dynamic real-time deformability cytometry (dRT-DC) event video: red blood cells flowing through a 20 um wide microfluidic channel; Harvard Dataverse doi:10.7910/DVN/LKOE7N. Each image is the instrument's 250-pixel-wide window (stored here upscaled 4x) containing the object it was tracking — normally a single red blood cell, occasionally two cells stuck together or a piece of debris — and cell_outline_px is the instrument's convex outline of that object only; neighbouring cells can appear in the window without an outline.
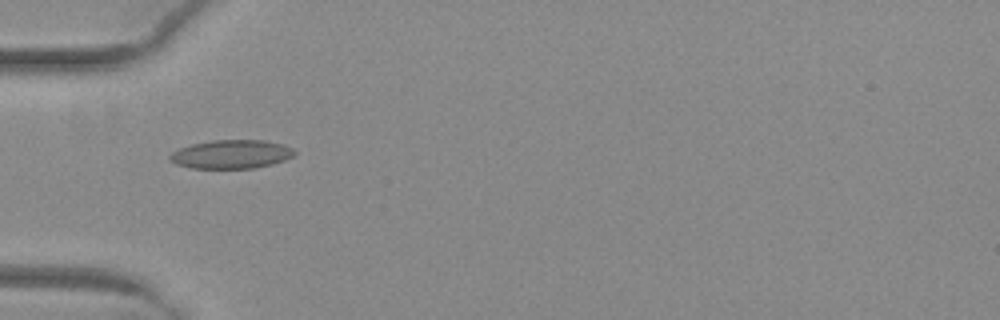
{"species": "common noctule bat (a hibernating species)", "species_latin": "Nyctalus noctula", "temperature_condition": "warm", "stored_images_in_passage": 35, "camera_frame_rate_fps": 3000, "um_per_image_px": 0.085, "animal": {"sex": "female", "body_mass_g": 29.2, "forearm_length_mm": 56.3}, "frame": {"image": 1, "passage_image": 1, "time_ms": 0.0, "image_size_px": [1000, 320], "cell_outline_px": [[296, 152], [292, 156], [284, 160], [272, 164], [256, 168], [192, 168], [176, 164], [168, 156], [172, 152], [180, 148], [192, 144], [212, 140], [264, 140], [284, 144], [292, 148]], "centroid_in_image_um": [19.68, 13.1], "position_along_channel_um": 65.3, "area_um2": 20.75}}
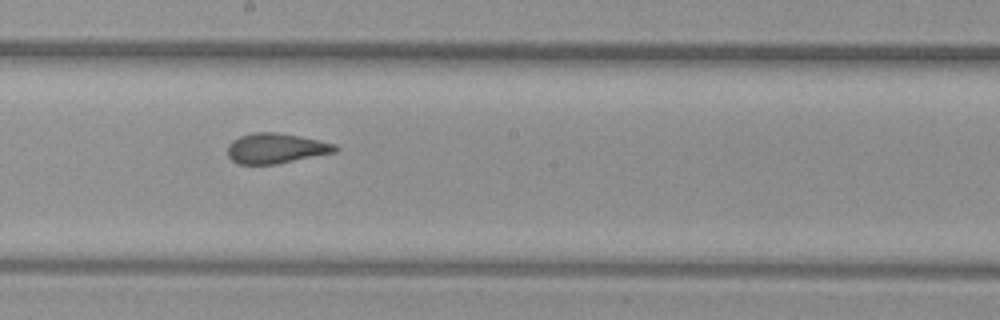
{"frame": {"image": 2, "passage_image": 13, "time_ms": 4.0, "image_size_px": [1000, 320], "cell_outline_px": [[340, 148], [336, 152], [276, 164], [236, 164], [228, 156], [228, 144], [232, 140], [240, 136], [252, 132], [276, 132], [300, 136], [320, 140], [336, 144]], "centroid_in_image_um": [23.46, 12.6], "position_along_channel_um": 224.7, "area_um2": 19.07}}
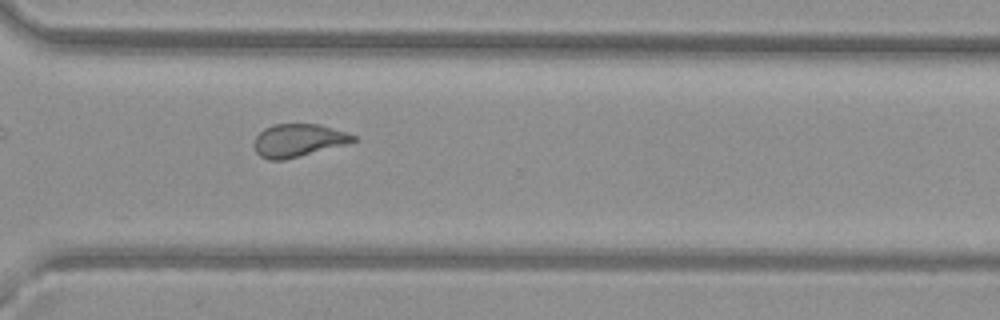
{"frame": {"image": 3, "passage_image": 22, "time_ms": 7.0, "image_size_px": [1000, 320], "cell_outline_px": [[356, 140], [344, 144], [300, 156], [284, 160], [268, 160], [260, 156], [256, 152], [252, 144], [256, 136], [264, 128], [276, 124], [320, 124], [356, 136]], "centroid_in_image_um": [25.28, 11.93], "position_along_channel_um": 345.3, "area_um2": 18.79}, "authors_computed_cell_mechanics": {"area_um2": 19.7098, "velocity_mm_per_s": 4.021, "shape_relaxation_time_tau1_ms": null, "shape_relaxation_time_tau2_ms": 1.1173, "deformation_change_tau1": null, "deformation_change_tau2": 0.0799}}